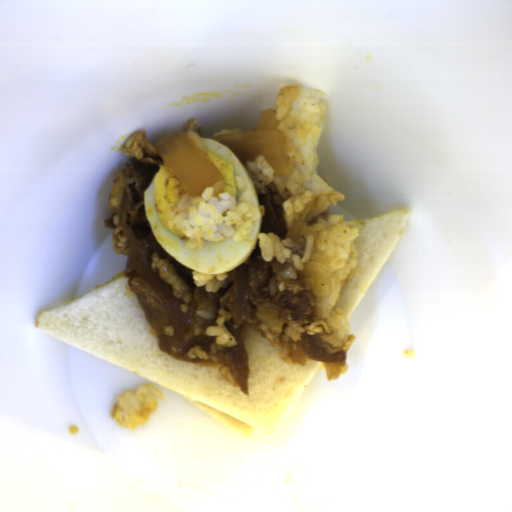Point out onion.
Returning a JSON list of instances; mask_svg holds the SVG:
<instances>
[{
  "mask_svg": "<svg viewBox=\"0 0 512 512\" xmlns=\"http://www.w3.org/2000/svg\"><path fill=\"white\" fill-rule=\"evenodd\" d=\"M301 282L311 286L314 296L329 298L332 288V273L322 262L310 261L299 271Z\"/></svg>",
  "mask_w": 512,
  "mask_h": 512,
  "instance_id": "onion-3",
  "label": "onion"
},
{
  "mask_svg": "<svg viewBox=\"0 0 512 512\" xmlns=\"http://www.w3.org/2000/svg\"><path fill=\"white\" fill-rule=\"evenodd\" d=\"M155 148L191 198L218 182L224 183L222 174L201 148L181 132L169 133Z\"/></svg>",
  "mask_w": 512,
  "mask_h": 512,
  "instance_id": "onion-2",
  "label": "onion"
},
{
  "mask_svg": "<svg viewBox=\"0 0 512 512\" xmlns=\"http://www.w3.org/2000/svg\"><path fill=\"white\" fill-rule=\"evenodd\" d=\"M313 203H310L309 205H307L304 210L299 214V216L295 219V221L293 222L288 234L285 236V237H294V236H297L300 228L302 227L303 223L305 222L306 218L308 217V215L310 214L312 208H313Z\"/></svg>",
  "mask_w": 512,
  "mask_h": 512,
  "instance_id": "onion-4",
  "label": "onion"
},
{
  "mask_svg": "<svg viewBox=\"0 0 512 512\" xmlns=\"http://www.w3.org/2000/svg\"><path fill=\"white\" fill-rule=\"evenodd\" d=\"M276 109L265 110L255 130L240 131L214 137L211 140L221 142L231 150L244 164L263 156L274 170V175L290 176L294 166L290 159L284 131L279 130Z\"/></svg>",
  "mask_w": 512,
  "mask_h": 512,
  "instance_id": "onion-1",
  "label": "onion"
}]
</instances>
